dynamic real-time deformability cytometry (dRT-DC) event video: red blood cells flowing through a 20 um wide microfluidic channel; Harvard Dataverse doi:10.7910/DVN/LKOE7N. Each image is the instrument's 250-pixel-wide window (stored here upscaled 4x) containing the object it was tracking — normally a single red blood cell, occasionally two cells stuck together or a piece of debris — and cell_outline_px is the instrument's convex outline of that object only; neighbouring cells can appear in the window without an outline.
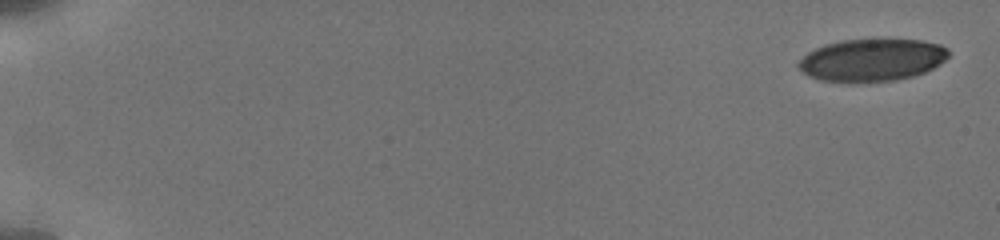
{"species": "human", "species_latin": "Homo sapiens", "temperature_condition": "cold", "stored_images_in_passage": 8, "camera_frame_rate_fps": 3000, "um_per_image_px": 0.085, "donor": {"sex": "male"}, "frame": {"image": 1, "passage_image": 1, "time_ms": 0.0, "image_size_px": [1000, 240], "cell_outline_px": [[948, 56], [940, 64], [924, 72], [912, 76], [896, 80], [852, 84], [820, 80], [808, 76], [796, 64], [808, 52], [824, 44], [840, 40], [924, 40], [940, 44], [948, 48]], "centroid_in_image_um": [74.09, 5.12], "position_along_channel_um": 10.9, "area_um2": 37.4}}
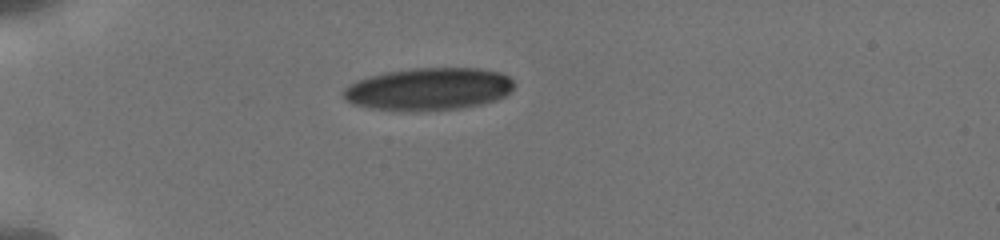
{"frame": {"image": 2, "passage_image": 6, "time_ms": 5.0, "image_size_px": [1000, 240], "cell_outline_px": [[516, 84], [512, 92], [496, 100], [464, 108], [416, 112], [372, 108], [352, 104], [344, 96], [344, 88], [356, 80], [368, 76], [384, 72], [412, 68], [480, 68], [500, 72], [508, 76]], "centroid_in_image_um": [36.47, 7.57], "position_along_channel_um": 48.5, "area_um2": 42.71}}
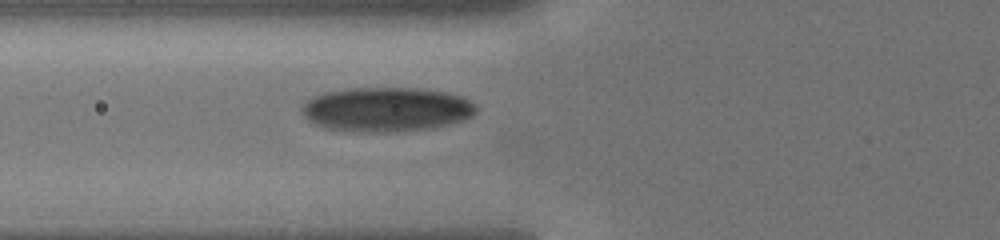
{"frame": {"image": 3, "passage_image": 8, "time_ms": 7.0, "image_size_px": [1000, 240], "cell_outline_px": [[476, 112], [472, 116], [464, 120], [432, 128], [392, 132], [360, 132], [324, 128], [312, 124], [304, 116], [300, 108], [312, 96], [324, 92], [352, 88], [416, 88], [444, 92], [464, 96], [476, 104]], "centroid_in_image_um": [32.83, 9.3], "position_along_channel_um": 93.0, "area_um2": 45.43}}